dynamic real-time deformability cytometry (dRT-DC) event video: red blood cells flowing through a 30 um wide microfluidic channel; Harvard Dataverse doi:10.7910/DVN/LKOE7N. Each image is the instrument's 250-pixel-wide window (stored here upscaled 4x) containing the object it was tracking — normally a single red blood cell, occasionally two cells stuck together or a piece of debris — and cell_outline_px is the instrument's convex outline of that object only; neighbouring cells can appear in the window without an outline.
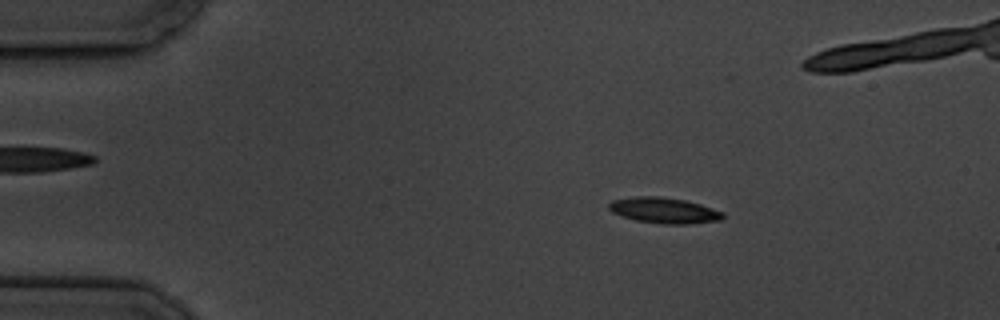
{"species": "common noctule bat (a hibernating species)", "species_latin": "Nyctalus noctula", "temperature_condition": "cold", "stored_images_in_passage": 5, "camera_frame_rate_fps": 3000, "um_per_image_px": 0.085, "animal": {"sex": "male", "body_mass_g": 19.5, "forearm_length_mm": 54.6}, "frame": {"image": 1, "passage_image": 3, "time_ms": 2.333, "image_size_px": [1000, 320], "cell_outline_px": [[724, 216], [720, 220], [692, 224], [664, 224], [636, 220], [620, 216], [612, 212], [608, 208], [608, 204], [612, 200], [636, 196], [660, 196], [684, 200], [700, 204], [724, 212]], "centroid_in_image_um": [56.43, 17.88], "position_along_channel_um": 28.6, "area_um2": 17.17}}